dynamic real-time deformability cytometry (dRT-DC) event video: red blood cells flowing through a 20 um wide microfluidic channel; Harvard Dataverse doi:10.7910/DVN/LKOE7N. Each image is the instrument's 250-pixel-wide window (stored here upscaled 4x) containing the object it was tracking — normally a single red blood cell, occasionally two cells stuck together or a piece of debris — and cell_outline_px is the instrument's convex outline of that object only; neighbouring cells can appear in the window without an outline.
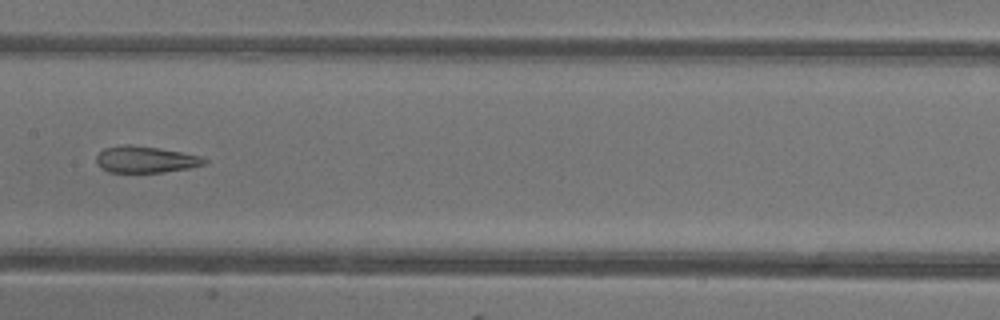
{"species": "common noctule bat (a hibernating species)", "species_latin": "Nyctalus noctula", "temperature_condition": "warm", "stored_images_in_passage": 40, "camera_frame_rate_fps": 3000, "um_per_image_px": 0.085, "animal": {"sex": "female"}, "frame": {"image": 1, "passage_image": 18, "time_ms": 5.667, "image_size_px": [1000, 320], "cell_outline_px": [[208, 164], [188, 168], [164, 172], [108, 172], [96, 160], [96, 156], [104, 148], [124, 144], [128, 144], [160, 148], [200, 156], [208, 160]], "centroid_in_image_um": [12.4, 13.55], "position_along_channel_um": 195.0, "area_um2": 16.59}, "authors_computed_cell_mechanics": {"area_um2": 19.1607, "velocity_mm_per_s": 4.3098, "shape_relaxation_time_tau1_ms": null, "shape_relaxation_time_tau2_ms": 1.7191, "deformation_change_tau1": null, "deformation_change_tau2": 0.111}}